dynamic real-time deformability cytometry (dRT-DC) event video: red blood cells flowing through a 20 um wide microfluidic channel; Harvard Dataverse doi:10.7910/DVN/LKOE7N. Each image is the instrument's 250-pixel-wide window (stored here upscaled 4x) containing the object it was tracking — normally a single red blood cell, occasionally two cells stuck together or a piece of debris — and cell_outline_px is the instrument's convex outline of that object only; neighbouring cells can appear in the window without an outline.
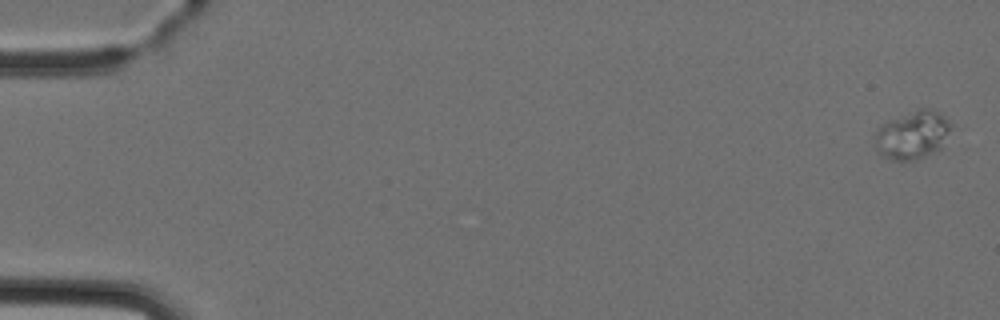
{"species": "Egyptian fruit bat (a non-hibernating species)", "species_latin": "Rousettus aegyptiacus", "temperature_condition": "cold", "stored_images_in_passage": 6, "camera_frame_rate_fps": 3000, "um_per_image_px": 0.085, "animal": {"sex": "female"}, "frame": {"image": 1, "passage_image": 1, "time_ms": 0.0, "image_size_px": [1000, 320], "cell_outline_px": [[952, 128], [944, 148], [916, 160], [888, 160], [880, 156], [876, 152], [876, 128], [880, 124], [888, 120], [916, 108], [932, 108], [944, 116], [952, 124]], "centroid_in_image_um": [77.58, 11.47], "position_along_channel_um": 7.4, "area_um2": 22.2}}
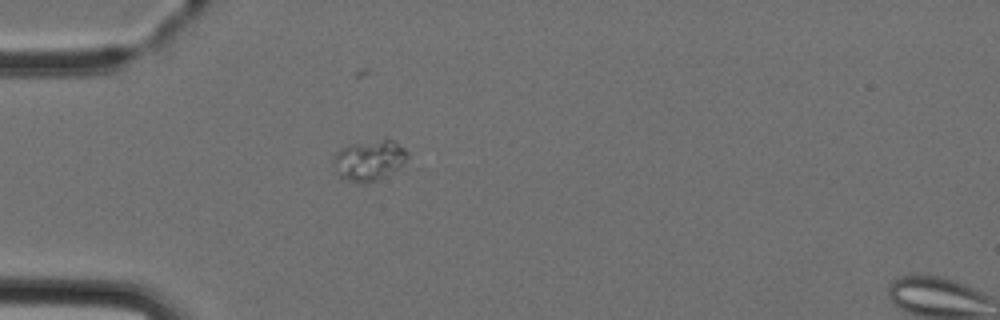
{"frame": {"image": 2, "passage_image": 5, "time_ms": 4.667, "image_size_px": [1000, 320], "cell_outline_px": [[408, 156], [396, 168], [376, 180], [364, 184], [360, 184], [348, 180], [340, 176], [336, 172], [332, 164], [332, 160], [336, 152], [340, 148], [348, 144], [384, 140], [392, 140], [404, 148], [408, 152]], "centroid_in_image_um": [31.3, 13.63], "position_along_channel_um": 53.7, "area_um2": 17.11}}